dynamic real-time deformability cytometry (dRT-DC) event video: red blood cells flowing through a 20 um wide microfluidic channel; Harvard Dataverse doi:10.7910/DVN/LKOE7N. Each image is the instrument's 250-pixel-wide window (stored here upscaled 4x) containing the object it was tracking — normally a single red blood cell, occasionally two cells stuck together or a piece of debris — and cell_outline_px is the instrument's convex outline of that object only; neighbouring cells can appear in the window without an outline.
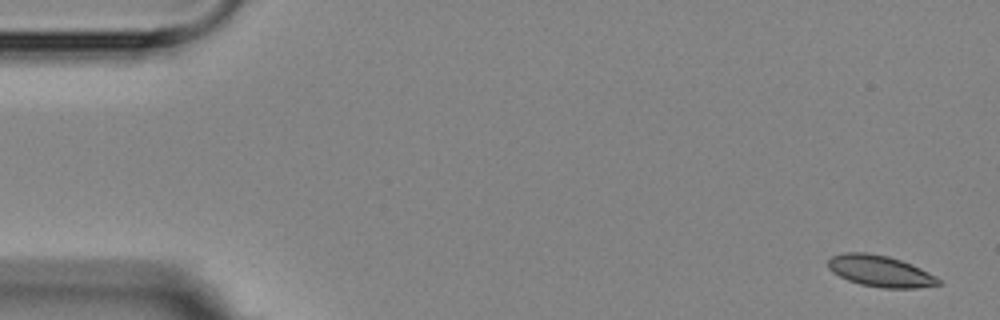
{"species": "Egyptian fruit bat (a non-hibernating species)", "species_latin": "Rousettus aegyptiacus", "temperature_condition": "room temperature", "stored_images_in_passage": 5, "camera_frame_rate_fps": 3000, "um_per_image_px": 0.085, "animal": {"sex": "female"}, "frame": {"image": 1, "passage_image": 1, "time_ms": 0.0, "image_size_px": [1000, 320], "cell_outline_px": [[940, 284], [916, 288], [884, 288], [860, 284], [848, 280], [832, 272], [828, 268], [828, 260], [832, 256], [844, 252], [864, 252], [888, 256], [912, 264], [936, 276], [940, 280]], "centroid_in_image_um": [74.8, 23.04], "position_along_channel_um": 10.2, "area_um2": 20.06}}
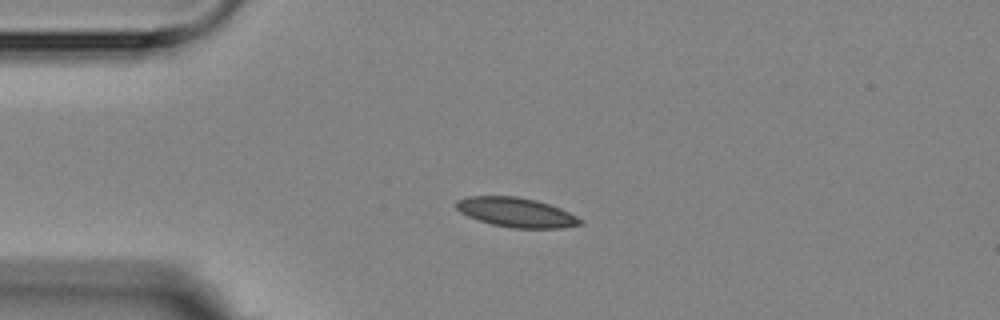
{"frame": {"image": 2, "passage_image": 4, "time_ms": 3.667, "image_size_px": [1000, 320], "cell_outline_px": [[584, 224], [560, 228], [512, 228], [492, 224], [468, 216], [460, 212], [456, 208], [456, 200], [468, 196], [516, 196], [536, 200], [560, 208], [584, 220]], "centroid_in_image_um": [43.89, 18.05], "position_along_channel_um": 41.1, "area_um2": 21.27}}